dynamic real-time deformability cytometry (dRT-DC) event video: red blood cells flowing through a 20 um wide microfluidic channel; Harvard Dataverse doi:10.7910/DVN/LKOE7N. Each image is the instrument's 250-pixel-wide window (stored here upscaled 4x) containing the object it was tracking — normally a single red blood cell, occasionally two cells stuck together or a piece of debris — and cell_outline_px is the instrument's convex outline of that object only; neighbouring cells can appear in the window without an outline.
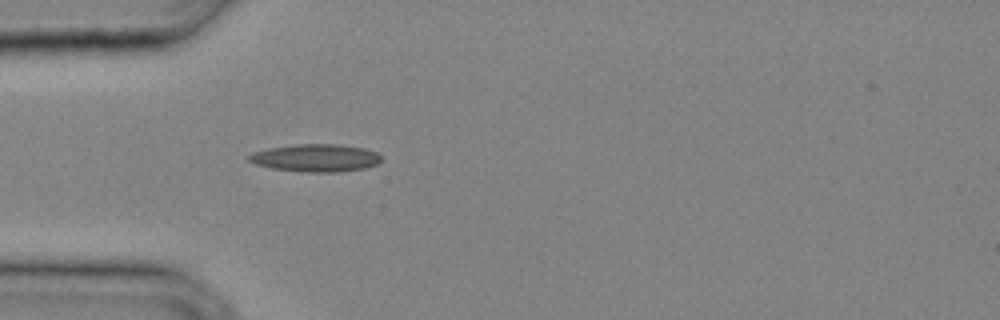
{"species": "common noctule bat (a hibernating species)", "species_latin": "Nyctalus noctula", "temperature_condition": "cold", "stored_images_in_passage": 24, "camera_frame_rate_fps": 3000, "um_per_image_px": 0.085, "animal": {"sex": "male", "body_mass_g": 20.4}, "frame": {"image": 1, "passage_image": 1, "time_ms": 0.0, "image_size_px": [1000, 320], "cell_outline_px": [[380, 160], [376, 164], [364, 168], [336, 172], [300, 172], [272, 168], [256, 164], [248, 160], [248, 156], [252, 152], [268, 148], [296, 144], [340, 144], [364, 148], [376, 152], [380, 156]], "centroid_in_image_um": [26.81, 13.42], "position_along_channel_um": 58.2, "area_um2": 21.27}}
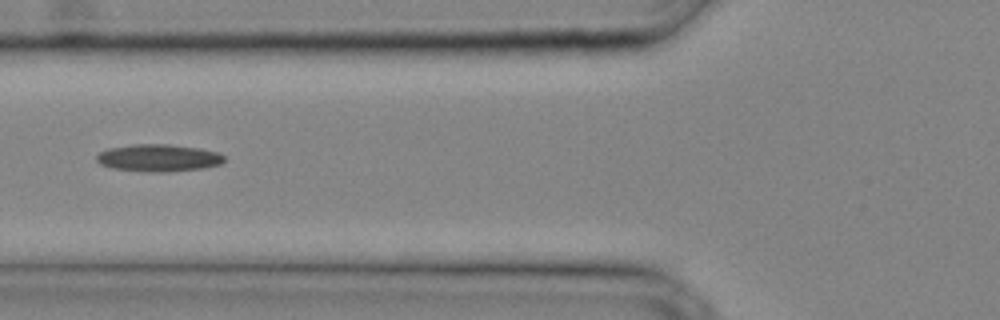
{"frame": {"image": 2, "passage_image": 4, "time_ms": 1.0, "image_size_px": [1000, 320], "cell_outline_px": [[224, 160], [220, 164], [204, 168], [164, 172], [148, 172], [112, 168], [100, 164], [96, 160], [96, 156], [100, 152], [108, 148], [132, 144], [168, 144], [200, 148], [216, 152], [224, 156]], "centroid_in_image_um": [13.45, 13.42], "position_along_channel_um": 112.4, "area_um2": 20.29}}
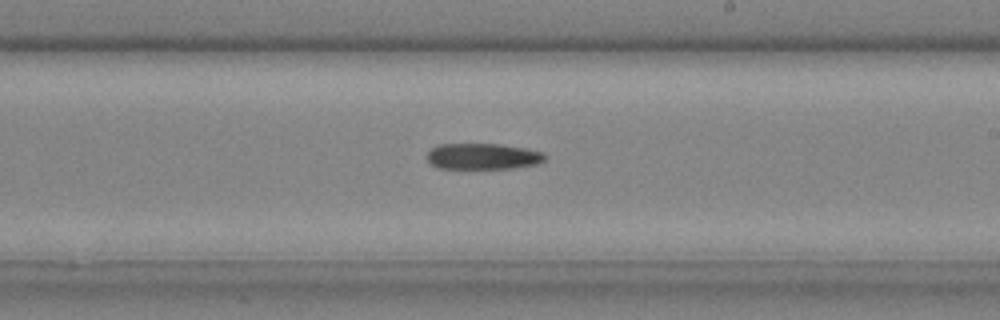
{"frame": {"image": 3, "passage_image": 11, "time_ms": 3.333, "image_size_px": [1000, 320], "cell_outline_px": [[544, 160], [536, 164], [512, 168], [436, 168], [428, 164], [428, 152], [432, 148], [440, 144], [500, 144], [524, 148], [544, 152]], "centroid_in_image_um": [41.0, 13.29], "position_along_channel_um": 248.0, "area_um2": 17.8}}